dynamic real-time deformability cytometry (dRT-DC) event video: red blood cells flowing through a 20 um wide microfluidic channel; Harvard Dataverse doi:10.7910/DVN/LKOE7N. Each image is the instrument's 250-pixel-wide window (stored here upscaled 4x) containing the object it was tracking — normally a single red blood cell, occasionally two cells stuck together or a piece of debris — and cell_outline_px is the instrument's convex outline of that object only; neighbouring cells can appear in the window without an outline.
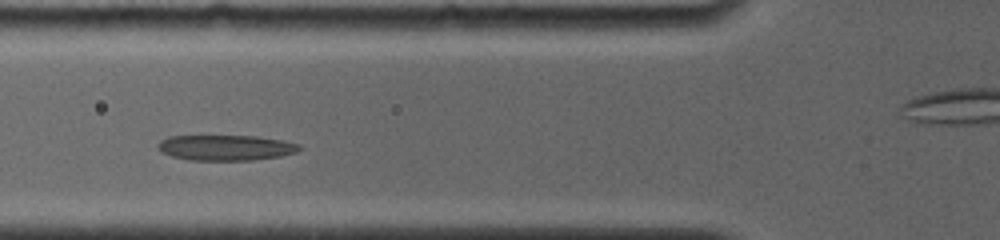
{"species": "common noctule bat (a hibernating species)", "species_latin": "Nyctalus noctula", "temperature_condition": "room temperature", "stored_images_in_passage": 7, "segment_of_instrument_passage": [1, 2], "camera_frame_rate_fps": 4000, "um_per_image_px": 0.085, "animal": {"sex": "female", "body_mass_g": 19.0, "forearm_length_mm": 56.7}, "frame": {"image": 1, "passage_image": 3, "time_ms": 2.0, "image_size_px": [1000, 240], "cell_outline_px": [[304, 148], [296, 152], [280, 156], [252, 160], [188, 160], [172, 156], [160, 152], [156, 148], [156, 144], [160, 140], [168, 136], [256, 136], [280, 140], [300, 144]], "centroid_in_image_um": [19.15, 12.55], "position_along_channel_um": 106.6, "area_um2": 21.15}}
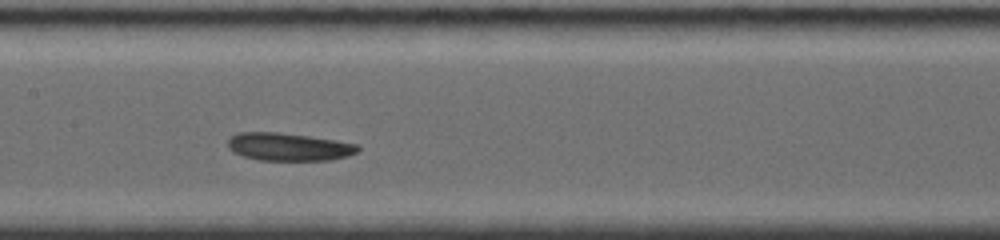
{"frame": {"image": 2, "passage_image": 5, "time_ms": 4.0, "image_size_px": [1000, 240], "cell_outline_px": [[360, 148], [356, 152], [348, 156], [332, 160], [260, 160], [244, 156], [232, 152], [228, 148], [228, 140], [232, 136], [240, 132], [276, 132], [308, 136], [336, 140], [360, 144]], "centroid_in_image_um": [24.56, 12.48], "position_along_channel_um": 182.8, "area_um2": 21.1}}
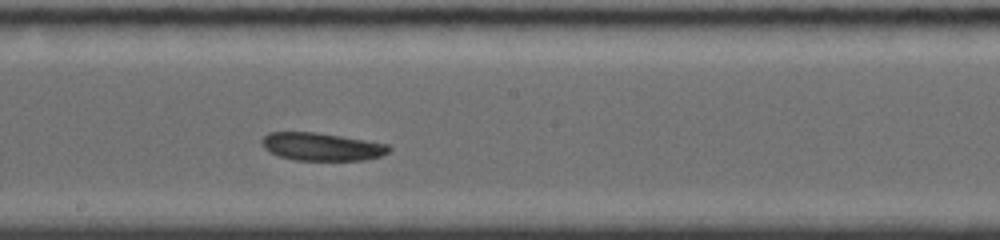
{"frame": {"image": 3, "passage_image": 6, "time_ms": 5.0, "image_size_px": [1000, 240], "cell_outline_px": [[392, 148], [388, 152], [380, 156], [364, 160], [296, 160], [280, 156], [268, 152], [260, 144], [260, 140], [268, 132], [316, 132], [388, 144]], "centroid_in_image_um": [27.3, 12.47], "position_along_channel_um": 220.9, "area_um2": 20.63}}